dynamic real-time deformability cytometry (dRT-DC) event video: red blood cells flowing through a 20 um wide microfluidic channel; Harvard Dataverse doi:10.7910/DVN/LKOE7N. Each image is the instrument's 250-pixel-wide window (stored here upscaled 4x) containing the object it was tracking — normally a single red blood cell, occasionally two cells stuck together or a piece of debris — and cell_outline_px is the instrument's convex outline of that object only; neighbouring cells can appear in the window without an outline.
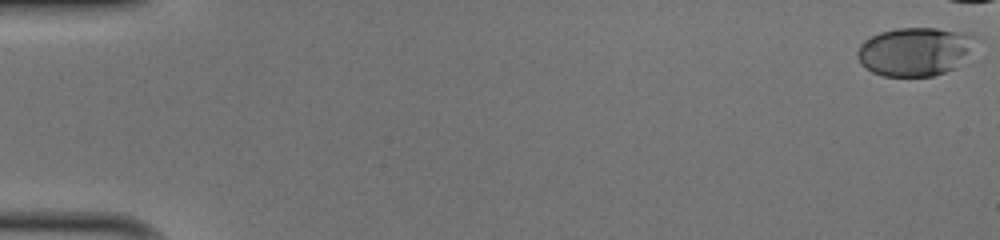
{"species": "human", "species_latin": "Homo sapiens", "temperature_condition": "cold", "stored_images_in_passage": 42, "camera_frame_rate_fps": 3000, "um_per_image_px": 0.085, "donor": {"sex": "male"}, "frame": {"image": 1, "passage_image": 1, "time_ms": 0.0, "image_size_px": [1000, 240], "cell_outline_px": [[984, 40], [956, 68], [932, 76], [884, 76], [872, 72], [856, 56], [856, 52], [860, 44], [864, 40], [880, 32], [896, 28], [936, 28], [972, 32], [980, 36]], "centroid_in_image_um": [77.92, 4.34], "position_along_channel_um": 7.1, "area_um2": 34.39}}
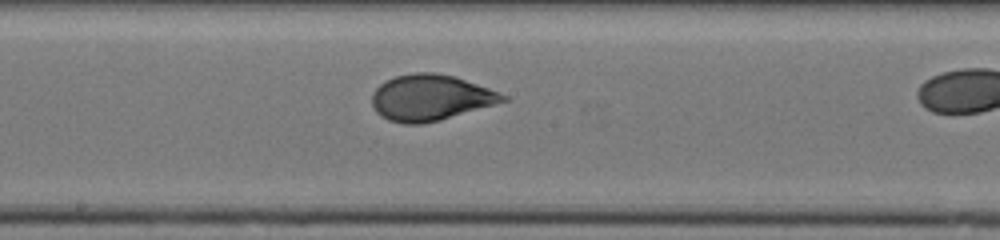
{"frame": {"image": 2, "passage_image": 29, "time_ms": 9.333, "image_size_px": [1000, 240], "cell_outline_px": [[508, 100], [440, 120], [420, 124], [404, 124], [388, 120], [380, 116], [376, 112], [372, 104], [372, 92], [380, 84], [396, 76], [416, 72], [436, 72], [452, 76], [500, 92], [508, 96]], "centroid_in_image_um": [36.56, 8.31], "position_along_channel_um": 211.6, "area_um2": 34.8}}
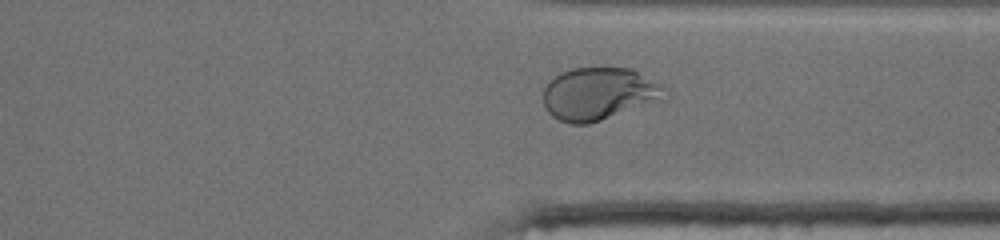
{"frame": {"image": 3, "passage_image": 40, "time_ms": 13.0, "image_size_px": [1000, 240], "cell_outline_px": [[668, 96], [664, 100], [588, 124], [568, 124], [552, 116], [548, 112], [544, 104], [544, 88], [548, 80], [560, 72], [572, 68], [632, 68], [668, 88]], "centroid_in_image_um": [50.94, 7.97], "position_along_channel_um": 360.5, "area_um2": 37.69}}